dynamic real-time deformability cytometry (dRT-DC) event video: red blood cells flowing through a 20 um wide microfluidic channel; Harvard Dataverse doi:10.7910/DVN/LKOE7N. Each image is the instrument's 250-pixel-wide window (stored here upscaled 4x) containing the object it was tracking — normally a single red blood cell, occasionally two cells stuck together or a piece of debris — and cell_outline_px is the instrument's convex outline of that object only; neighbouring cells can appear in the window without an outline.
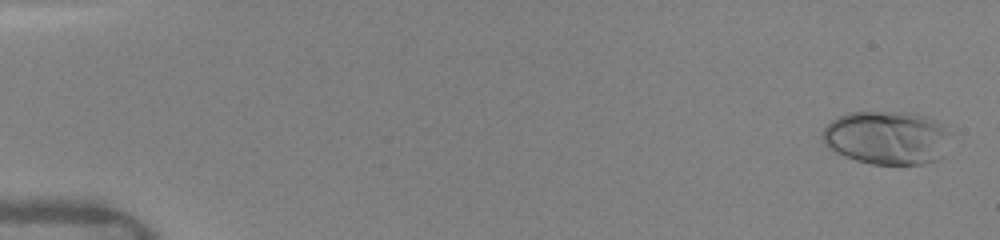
{"species": "human", "species_latin": "Homo sapiens", "temperature_condition": "warm", "stored_images_in_passage": 41, "camera_frame_rate_fps": 3000, "um_per_image_px": 0.085, "donor": {"sex": "female"}, "frame": {"image": 1, "passage_image": 2, "time_ms": 0.333, "image_size_px": [1000, 240], "cell_outline_px": [[948, 132], [944, 156], [936, 160], [920, 164], [872, 164], [856, 160], [844, 156], [836, 152], [824, 144], [820, 140], [820, 136], [824, 128], [832, 120], [848, 112], [916, 112], [944, 124]], "centroid_in_image_um": [75.36, 11.69], "position_along_channel_um": 9.6, "area_um2": 40.17}}
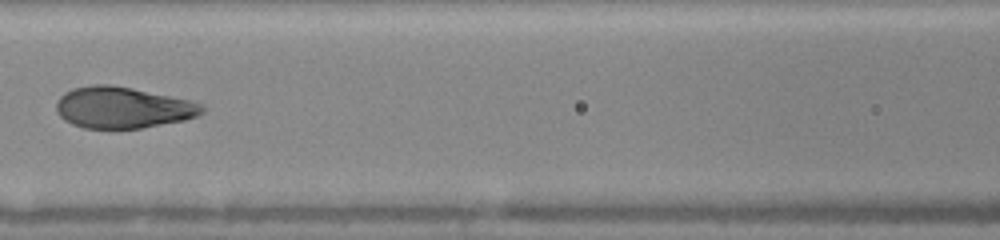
{"frame": {"image": 2, "passage_image": 20, "time_ms": 7.667, "image_size_px": [1000, 240], "cell_outline_px": [[204, 112], [196, 116], [184, 120], [140, 128], [84, 128], [72, 124], [64, 120], [56, 112], [56, 100], [64, 92], [72, 88], [92, 84], [108, 84], [132, 88], [188, 100], [204, 104]], "centroid_in_image_um": [10.39, 9.13], "position_along_channel_um": 156.2, "area_um2": 35.08}}
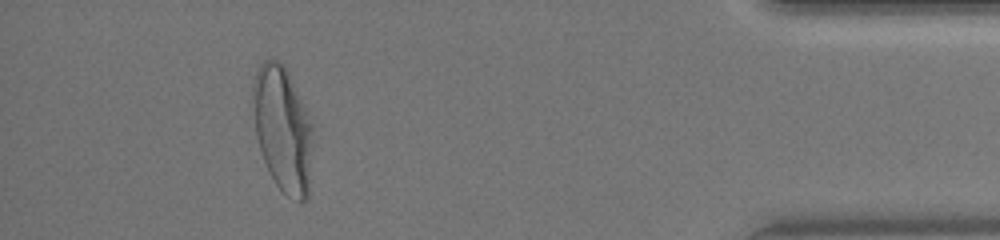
{"frame": {"image": 3, "passage_image": 36, "time_ms": 15.0, "image_size_px": [1000, 240], "cell_outline_px": [[312, 128], [308, 196], [300, 204], [288, 196], [276, 184], [264, 160], [256, 136], [252, 96], [252, 84], [256, 72], [260, 64], [264, 60], [276, 60], [284, 64], [288, 72], [312, 124]], "centroid_in_image_um": [24.01, 10.96], "position_along_channel_um": 411.2, "area_um2": 43.12}, "authors_computed_cell_mechanics": {"area_um2": 37.3966, "velocity_mm_per_s": 4.1087, "shape_relaxation_time_tau1_ms": 3.3182, "shape_relaxation_time_tau2_ms": null, "deformation_change_tau1": 0.1889, "deformation_change_tau2": null}}